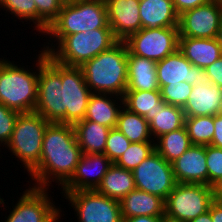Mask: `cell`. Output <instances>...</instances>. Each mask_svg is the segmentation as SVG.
I'll list each match as a JSON object with an SVG mask.
<instances>
[{"instance_id":"cell-1","label":"cell","mask_w":222,"mask_h":222,"mask_svg":"<svg viewBox=\"0 0 222 222\" xmlns=\"http://www.w3.org/2000/svg\"><path fill=\"white\" fill-rule=\"evenodd\" d=\"M73 125L50 123L44 133L39 165L30 173L35 188H60L74 174L81 155ZM56 181V182H55Z\"/></svg>"},{"instance_id":"cell-2","label":"cell","mask_w":222,"mask_h":222,"mask_svg":"<svg viewBox=\"0 0 222 222\" xmlns=\"http://www.w3.org/2000/svg\"><path fill=\"white\" fill-rule=\"evenodd\" d=\"M127 54L125 42L118 41L80 66L92 93L124 96L128 79Z\"/></svg>"},{"instance_id":"cell-3","label":"cell","mask_w":222,"mask_h":222,"mask_svg":"<svg viewBox=\"0 0 222 222\" xmlns=\"http://www.w3.org/2000/svg\"><path fill=\"white\" fill-rule=\"evenodd\" d=\"M49 39L52 43L46 42L48 45H42V50L58 63L76 67L110 49L119 41L111 28H98L67 36H49Z\"/></svg>"},{"instance_id":"cell-4","label":"cell","mask_w":222,"mask_h":222,"mask_svg":"<svg viewBox=\"0 0 222 222\" xmlns=\"http://www.w3.org/2000/svg\"><path fill=\"white\" fill-rule=\"evenodd\" d=\"M36 59L35 70L0 58V103L19 113L34 112L38 93L39 54Z\"/></svg>"},{"instance_id":"cell-5","label":"cell","mask_w":222,"mask_h":222,"mask_svg":"<svg viewBox=\"0 0 222 222\" xmlns=\"http://www.w3.org/2000/svg\"><path fill=\"white\" fill-rule=\"evenodd\" d=\"M98 28H110L105 0H72L64 2L43 35L67 36Z\"/></svg>"},{"instance_id":"cell-6","label":"cell","mask_w":222,"mask_h":222,"mask_svg":"<svg viewBox=\"0 0 222 222\" xmlns=\"http://www.w3.org/2000/svg\"><path fill=\"white\" fill-rule=\"evenodd\" d=\"M50 123L36 112L19 113L5 148L29 174L39 165L45 130ZM19 158V159H18Z\"/></svg>"},{"instance_id":"cell-7","label":"cell","mask_w":222,"mask_h":222,"mask_svg":"<svg viewBox=\"0 0 222 222\" xmlns=\"http://www.w3.org/2000/svg\"><path fill=\"white\" fill-rule=\"evenodd\" d=\"M37 102L34 112L49 123L63 124L61 64L45 51H39Z\"/></svg>"},{"instance_id":"cell-8","label":"cell","mask_w":222,"mask_h":222,"mask_svg":"<svg viewBox=\"0 0 222 222\" xmlns=\"http://www.w3.org/2000/svg\"><path fill=\"white\" fill-rule=\"evenodd\" d=\"M213 201L212 186L177 183L164 201L165 216L189 222L207 212Z\"/></svg>"},{"instance_id":"cell-9","label":"cell","mask_w":222,"mask_h":222,"mask_svg":"<svg viewBox=\"0 0 222 222\" xmlns=\"http://www.w3.org/2000/svg\"><path fill=\"white\" fill-rule=\"evenodd\" d=\"M74 209L78 222H122L120 201L94 190L60 192Z\"/></svg>"},{"instance_id":"cell-10","label":"cell","mask_w":222,"mask_h":222,"mask_svg":"<svg viewBox=\"0 0 222 222\" xmlns=\"http://www.w3.org/2000/svg\"><path fill=\"white\" fill-rule=\"evenodd\" d=\"M178 39V27H159L141 28L124 42L129 53L158 62L178 49Z\"/></svg>"},{"instance_id":"cell-11","label":"cell","mask_w":222,"mask_h":222,"mask_svg":"<svg viewBox=\"0 0 222 222\" xmlns=\"http://www.w3.org/2000/svg\"><path fill=\"white\" fill-rule=\"evenodd\" d=\"M23 191L5 222H59L62 211L48 194L49 189L30 187ZM50 195V196H49ZM60 207V208H59ZM4 222V221H3Z\"/></svg>"},{"instance_id":"cell-12","label":"cell","mask_w":222,"mask_h":222,"mask_svg":"<svg viewBox=\"0 0 222 222\" xmlns=\"http://www.w3.org/2000/svg\"><path fill=\"white\" fill-rule=\"evenodd\" d=\"M132 172L137 189L159 196L164 201L177 184L172 163L167 162L156 150Z\"/></svg>"},{"instance_id":"cell-13","label":"cell","mask_w":222,"mask_h":222,"mask_svg":"<svg viewBox=\"0 0 222 222\" xmlns=\"http://www.w3.org/2000/svg\"><path fill=\"white\" fill-rule=\"evenodd\" d=\"M63 124L74 125L85 118L92 92L80 67L61 64Z\"/></svg>"},{"instance_id":"cell-14","label":"cell","mask_w":222,"mask_h":222,"mask_svg":"<svg viewBox=\"0 0 222 222\" xmlns=\"http://www.w3.org/2000/svg\"><path fill=\"white\" fill-rule=\"evenodd\" d=\"M222 18V0L184 11L179 15V38H216Z\"/></svg>"},{"instance_id":"cell-15","label":"cell","mask_w":222,"mask_h":222,"mask_svg":"<svg viewBox=\"0 0 222 222\" xmlns=\"http://www.w3.org/2000/svg\"><path fill=\"white\" fill-rule=\"evenodd\" d=\"M156 72L159 88L184 81L200 86L208 81L205 69L192 65L178 49L157 62Z\"/></svg>"},{"instance_id":"cell-16","label":"cell","mask_w":222,"mask_h":222,"mask_svg":"<svg viewBox=\"0 0 222 222\" xmlns=\"http://www.w3.org/2000/svg\"><path fill=\"white\" fill-rule=\"evenodd\" d=\"M112 162L105 154H85L76 165L71 178L60 191L94 190L101 183Z\"/></svg>"},{"instance_id":"cell-17","label":"cell","mask_w":222,"mask_h":222,"mask_svg":"<svg viewBox=\"0 0 222 222\" xmlns=\"http://www.w3.org/2000/svg\"><path fill=\"white\" fill-rule=\"evenodd\" d=\"M108 24L114 36L124 41L141 29L140 0H105Z\"/></svg>"},{"instance_id":"cell-18","label":"cell","mask_w":222,"mask_h":222,"mask_svg":"<svg viewBox=\"0 0 222 222\" xmlns=\"http://www.w3.org/2000/svg\"><path fill=\"white\" fill-rule=\"evenodd\" d=\"M172 167L177 183L208 185L206 146L191 145L172 162Z\"/></svg>"},{"instance_id":"cell-19","label":"cell","mask_w":222,"mask_h":222,"mask_svg":"<svg viewBox=\"0 0 222 222\" xmlns=\"http://www.w3.org/2000/svg\"><path fill=\"white\" fill-rule=\"evenodd\" d=\"M185 117L215 116L222 112V88L209 81L193 86L183 107Z\"/></svg>"},{"instance_id":"cell-20","label":"cell","mask_w":222,"mask_h":222,"mask_svg":"<svg viewBox=\"0 0 222 222\" xmlns=\"http://www.w3.org/2000/svg\"><path fill=\"white\" fill-rule=\"evenodd\" d=\"M178 50L194 66L206 69L222 56L216 38H179Z\"/></svg>"},{"instance_id":"cell-21","label":"cell","mask_w":222,"mask_h":222,"mask_svg":"<svg viewBox=\"0 0 222 222\" xmlns=\"http://www.w3.org/2000/svg\"><path fill=\"white\" fill-rule=\"evenodd\" d=\"M123 106V97L113 94L92 93L83 120H90L109 128H116L118 115Z\"/></svg>"},{"instance_id":"cell-22","label":"cell","mask_w":222,"mask_h":222,"mask_svg":"<svg viewBox=\"0 0 222 222\" xmlns=\"http://www.w3.org/2000/svg\"><path fill=\"white\" fill-rule=\"evenodd\" d=\"M157 62L127 54L128 79L126 91L160 90L156 72Z\"/></svg>"},{"instance_id":"cell-23","label":"cell","mask_w":222,"mask_h":222,"mask_svg":"<svg viewBox=\"0 0 222 222\" xmlns=\"http://www.w3.org/2000/svg\"><path fill=\"white\" fill-rule=\"evenodd\" d=\"M122 218L164 216V200L135 188L120 200Z\"/></svg>"},{"instance_id":"cell-24","label":"cell","mask_w":222,"mask_h":222,"mask_svg":"<svg viewBox=\"0 0 222 222\" xmlns=\"http://www.w3.org/2000/svg\"><path fill=\"white\" fill-rule=\"evenodd\" d=\"M141 28L178 27L172 0H140Z\"/></svg>"},{"instance_id":"cell-25","label":"cell","mask_w":222,"mask_h":222,"mask_svg":"<svg viewBox=\"0 0 222 222\" xmlns=\"http://www.w3.org/2000/svg\"><path fill=\"white\" fill-rule=\"evenodd\" d=\"M73 127L82 153L104 154L111 128L90 120L79 121Z\"/></svg>"},{"instance_id":"cell-26","label":"cell","mask_w":222,"mask_h":222,"mask_svg":"<svg viewBox=\"0 0 222 222\" xmlns=\"http://www.w3.org/2000/svg\"><path fill=\"white\" fill-rule=\"evenodd\" d=\"M135 188L133 172L112 163L95 190L109 198L120 201Z\"/></svg>"},{"instance_id":"cell-27","label":"cell","mask_w":222,"mask_h":222,"mask_svg":"<svg viewBox=\"0 0 222 222\" xmlns=\"http://www.w3.org/2000/svg\"><path fill=\"white\" fill-rule=\"evenodd\" d=\"M123 100L125 108L144 117L148 123L153 120V114L157 109L165 104L160 90L126 91Z\"/></svg>"},{"instance_id":"cell-28","label":"cell","mask_w":222,"mask_h":222,"mask_svg":"<svg viewBox=\"0 0 222 222\" xmlns=\"http://www.w3.org/2000/svg\"><path fill=\"white\" fill-rule=\"evenodd\" d=\"M185 125V114L183 108L164 104L153 114V120L149 122L150 133L153 140L182 128Z\"/></svg>"},{"instance_id":"cell-29","label":"cell","mask_w":222,"mask_h":222,"mask_svg":"<svg viewBox=\"0 0 222 222\" xmlns=\"http://www.w3.org/2000/svg\"><path fill=\"white\" fill-rule=\"evenodd\" d=\"M116 128L121 131L131 143L155 142L151 136L147 120L138 114L130 112L124 106L119 112Z\"/></svg>"},{"instance_id":"cell-30","label":"cell","mask_w":222,"mask_h":222,"mask_svg":"<svg viewBox=\"0 0 222 222\" xmlns=\"http://www.w3.org/2000/svg\"><path fill=\"white\" fill-rule=\"evenodd\" d=\"M154 141L155 150L170 163L179 158L192 145L185 125L158 137Z\"/></svg>"},{"instance_id":"cell-31","label":"cell","mask_w":222,"mask_h":222,"mask_svg":"<svg viewBox=\"0 0 222 222\" xmlns=\"http://www.w3.org/2000/svg\"><path fill=\"white\" fill-rule=\"evenodd\" d=\"M185 127L192 145L211 144L214 136V116L185 117Z\"/></svg>"},{"instance_id":"cell-32","label":"cell","mask_w":222,"mask_h":222,"mask_svg":"<svg viewBox=\"0 0 222 222\" xmlns=\"http://www.w3.org/2000/svg\"><path fill=\"white\" fill-rule=\"evenodd\" d=\"M154 151L155 142H134L130 144L115 164L132 171Z\"/></svg>"},{"instance_id":"cell-33","label":"cell","mask_w":222,"mask_h":222,"mask_svg":"<svg viewBox=\"0 0 222 222\" xmlns=\"http://www.w3.org/2000/svg\"><path fill=\"white\" fill-rule=\"evenodd\" d=\"M9 12L14 18L33 22L37 31V7L34 0H0V8Z\"/></svg>"},{"instance_id":"cell-34","label":"cell","mask_w":222,"mask_h":222,"mask_svg":"<svg viewBox=\"0 0 222 222\" xmlns=\"http://www.w3.org/2000/svg\"><path fill=\"white\" fill-rule=\"evenodd\" d=\"M37 7V32L44 33L58 17L64 0H34Z\"/></svg>"},{"instance_id":"cell-35","label":"cell","mask_w":222,"mask_h":222,"mask_svg":"<svg viewBox=\"0 0 222 222\" xmlns=\"http://www.w3.org/2000/svg\"><path fill=\"white\" fill-rule=\"evenodd\" d=\"M193 86L187 82L165 85L160 88L161 97L166 104L183 108L188 101Z\"/></svg>"},{"instance_id":"cell-36","label":"cell","mask_w":222,"mask_h":222,"mask_svg":"<svg viewBox=\"0 0 222 222\" xmlns=\"http://www.w3.org/2000/svg\"><path fill=\"white\" fill-rule=\"evenodd\" d=\"M130 140L117 128H111L106 140L104 154L115 163L130 146Z\"/></svg>"},{"instance_id":"cell-37","label":"cell","mask_w":222,"mask_h":222,"mask_svg":"<svg viewBox=\"0 0 222 222\" xmlns=\"http://www.w3.org/2000/svg\"><path fill=\"white\" fill-rule=\"evenodd\" d=\"M206 166L208 169V185L212 186L222 177V148L206 146Z\"/></svg>"},{"instance_id":"cell-38","label":"cell","mask_w":222,"mask_h":222,"mask_svg":"<svg viewBox=\"0 0 222 222\" xmlns=\"http://www.w3.org/2000/svg\"><path fill=\"white\" fill-rule=\"evenodd\" d=\"M18 115V111L12 110L0 103V147H6L9 143Z\"/></svg>"},{"instance_id":"cell-39","label":"cell","mask_w":222,"mask_h":222,"mask_svg":"<svg viewBox=\"0 0 222 222\" xmlns=\"http://www.w3.org/2000/svg\"><path fill=\"white\" fill-rule=\"evenodd\" d=\"M207 80L222 88V56L205 69Z\"/></svg>"},{"instance_id":"cell-40","label":"cell","mask_w":222,"mask_h":222,"mask_svg":"<svg viewBox=\"0 0 222 222\" xmlns=\"http://www.w3.org/2000/svg\"><path fill=\"white\" fill-rule=\"evenodd\" d=\"M211 0H172L176 12L180 15L186 10L206 4Z\"/></svg>"},{"instance_id":"cell-41","label":"cell","mask_w":222,"mask_h":222,"mask_svg":"<svg viewBox=\"0 0 222 222\" xmlns=\"http://www.w3.org/2000/svg\"><path fill=\"white\" fill-rule=\"evenodd\" d=\"M210 145L222 148V112L214 116V136Z\"/></svg>"},{"instance_id":"cell-42","label":"cell","mask_w":222,"mask_h":222,"mask_svg":"<svg viewBox=\"0 0 222 222\" xmlns=\"http://www.w3.org/2000/svg\"><path fill=\"white\" fill-rule=\"evenodd\" d=\"M212 222H222V202L214 200L210 205Z\"/></svg>"},{"instance_id":"cell-43","label":"cell","mask_w":222,"mask_h":222,"mask_svg":"<svg viewBox=\"0 0 222 222\" xmlns=\"http://www.w3.org/2000/svg\"><path fill=\"white\" fill-rule=\"evenodd\" d=\"M163 216H136L133 218H122V222H162Z\"/></svg>"},{"instance_id":"cell-44","label":"cell","mask_w":222,"mask_h":222,"mask_svg":"<svg viewBox=\"0 0 222 222\" xmlns=\"http://www.w3.org/2000/svg\"><path fill=\"white\" fill-rule=\"evenodd\" d=\"M213 198L222 202V177L212 185Z\"/></svg>"},{"instance_id":"cell-45","label":"cell","mask_w":222,"mask_h":222,"mask_svg":"<svg viewBox=\"0 0 222 222\" xmlns=\"http://www.w3.org/2000/svg\"><path fill=\"white\" fill-rule=\"evenodd\" d=\"M189 222H212L211 213L208 210L207 212L200 214L195 219H192Z\"/></svg>"},{"instance_id":"cell-46","label":"cell","mask_w":222,"mask_h":222,"mask_svg":"<svg viewBox=\"0 0 222 222\" xmlns=\"http://www.w3.org/2000/svg\"><path fill=\"white\" fill-rule=\"evenodd\" d=\"M216 39L219 42V45H220L221 51H222V18H221V21H220V26H219V29H218Z\"/></svg>"},{"instance_id":"cell-47","label":"cell","mask_w":222,"mask_h":222,"mask_svg":"<svg viewBox=\"0 0 222 222\" xmlns=\"http://www.w3.org/2000/svg\"><path fill=\"white\" fill-rule=\"evenodd\" d=\"M162 222H185V221L173 219V218H170V217H167V216L164 215Z\"/></svg>"}]
</instances>
